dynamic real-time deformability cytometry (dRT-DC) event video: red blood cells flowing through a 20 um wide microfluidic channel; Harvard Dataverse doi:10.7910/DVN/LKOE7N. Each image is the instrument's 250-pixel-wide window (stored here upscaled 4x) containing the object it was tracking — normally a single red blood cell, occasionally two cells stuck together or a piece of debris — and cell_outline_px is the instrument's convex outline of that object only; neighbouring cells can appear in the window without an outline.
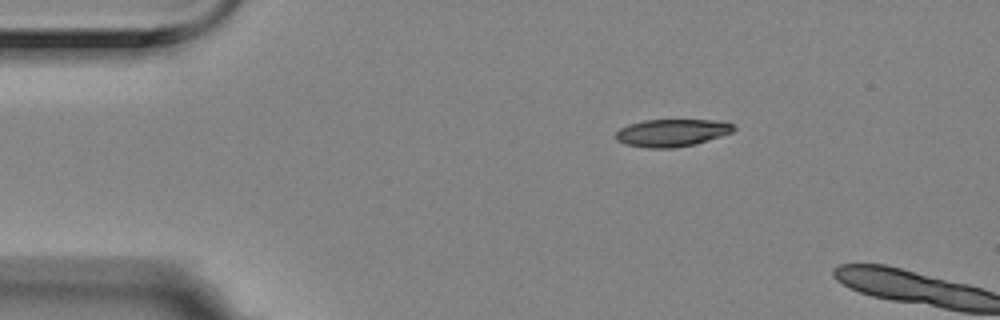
{"species": "Egyptian fruit bat (a non-hibernating species)", "species_latin": "Rousettus aegyptiacus", "temperature_condition": "room temperature", "stored_images_in_passage": 2, "camera_frame_rate_fps": 3000, "um_per_image_px": 0.085, "animal": {"sex": "female"}, "frame": {"image": 1, "passage_image": 1, "time_ms": 0.0, "image_size_px": [1000, 320], "cell_outline_px": [[736, 128], [732, 132], [696, 144], [672, 148], [648, 148], [624, 144], [616, 140], [616, 132], [620, 128], [628, 124], [644, 120], [716, 120], [732, 124]], "centroid_in_image_um": [57.08, 11.29], "position_along_channel_um": 27.9, "area_um2": 18.84}}